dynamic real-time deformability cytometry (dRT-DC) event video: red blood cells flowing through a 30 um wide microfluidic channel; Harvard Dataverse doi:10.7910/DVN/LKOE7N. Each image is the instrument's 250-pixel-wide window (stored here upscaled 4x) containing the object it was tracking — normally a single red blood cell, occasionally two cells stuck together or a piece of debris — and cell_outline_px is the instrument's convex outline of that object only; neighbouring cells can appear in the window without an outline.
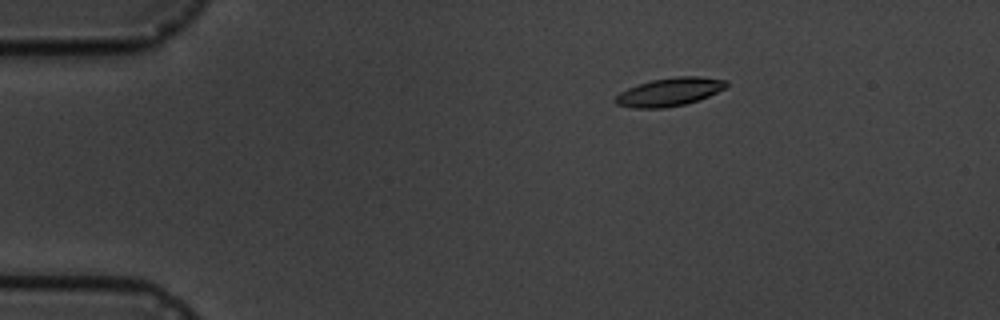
{"species": "common noctule bat (a hibernating species)", "species_latin": "Nyctalus noctula", "temperature_condition": "cold", "stored_images_in_passage": 3, "camera_frame_rate_fps": 3000, "um_per_image_px": 0.085, "animal": {"sex": "male", "body_mass_g": 19.5, "forearm_length_mm": 54.6}, "frame": {"image": 1, "passage_image": 1, "time_ms": 0.0, "image_size_px": [1000, 320], "cell_outline_px": [[728, 84], [724, 88], [708, 96], [684, 104], [664, 108], [632, 108], [616, 104], [616, 96], [620, 92], [636, 84], [652, 80], [676, 76], [700, 76], [728, 80]], "centroid_in_image_um": [56.9, 7.8], "position_along_channel_um": 28.1, "area_um2": 18.15}}